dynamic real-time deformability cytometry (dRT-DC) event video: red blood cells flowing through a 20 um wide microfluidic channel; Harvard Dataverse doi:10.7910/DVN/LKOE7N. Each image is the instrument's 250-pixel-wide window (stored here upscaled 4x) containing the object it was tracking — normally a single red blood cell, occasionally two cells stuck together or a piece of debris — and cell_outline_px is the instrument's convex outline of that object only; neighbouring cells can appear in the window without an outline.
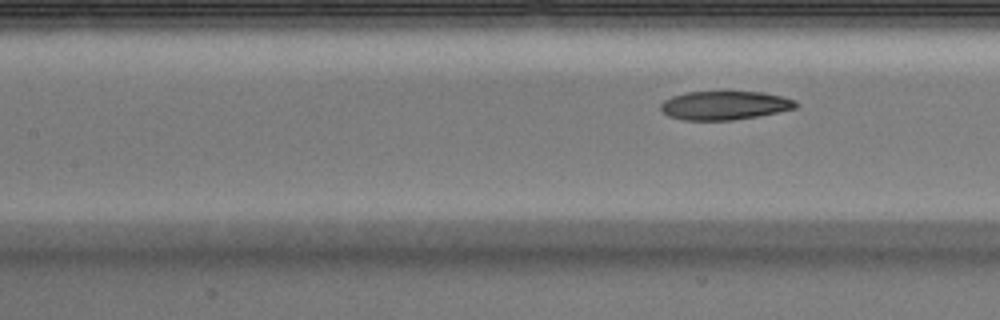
{"species": "Egyptian fruit bat (a non-hibernating species)", "species_latin": "Rousettus aegyptiacus", "temperature_condition": "warm", "stored_images_in_passage": 7, "segment_of_instrument_passage": [2, 2], "camera_frame_rate_fps": 3000, "um_per_image_px": 0.085, "animal": {"sex": "male"}, "frame": {"image": 1, "passage_image": 7, "time_ms": 2.0, "image_size_px": [1000, 320], "cell_outline_px": [[800, 104], [796, 108], [756, 116], [732, 120], [684, 120], [668, 116], [660, 108], [660, 104], [664, 100], [672, 96], [688, 92], [724, 88], [728, 88], [760, 92], [780, 96], [796, 100]], "centroid_in_image_um": [61.58, 8.9], "position_along_channel_um": 145.8, "area_um2": 23.52}}